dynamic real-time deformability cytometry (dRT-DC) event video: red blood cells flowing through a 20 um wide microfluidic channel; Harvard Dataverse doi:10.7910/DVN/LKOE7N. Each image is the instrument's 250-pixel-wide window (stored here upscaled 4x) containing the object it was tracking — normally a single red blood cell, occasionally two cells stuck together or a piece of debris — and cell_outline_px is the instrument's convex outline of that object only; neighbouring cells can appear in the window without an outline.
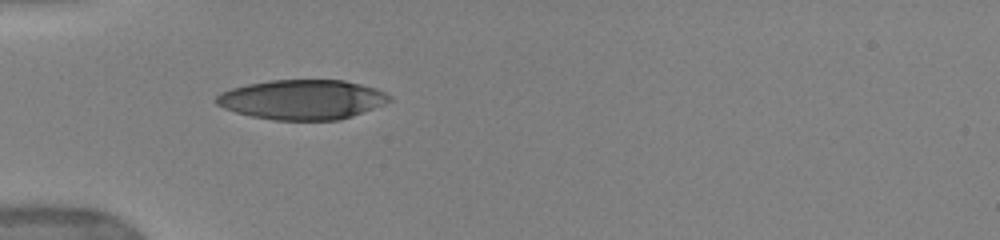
{"species": "human", "species_latin": "Homo sapiens", "temperature_condition": "warm", "stored_images_in_passage": 33, "camera_frame_rate_fps": 3000, "um_per_image_px": 0.085, "donor": {"sex": "female"}, "frame": {"image": 1, "passage_image": 19, "time_ms": 5.333, "image_size_px": [1000, 240], "cell_outline_px": [[392, 100], [384, 104], [352, 116], [340, 120], [272, 120], [252, 116], [236, 112], [224, 108], [216, 104], [212, 100], [220, 92], [232, 88], [248, 84], [272, 80], [344, 80], [376, 88], [392, 96]], "centroid_in_image_um": [25.68, 8.46], "position_along_channel_um": 59.3, "area_um2": 40.17}}